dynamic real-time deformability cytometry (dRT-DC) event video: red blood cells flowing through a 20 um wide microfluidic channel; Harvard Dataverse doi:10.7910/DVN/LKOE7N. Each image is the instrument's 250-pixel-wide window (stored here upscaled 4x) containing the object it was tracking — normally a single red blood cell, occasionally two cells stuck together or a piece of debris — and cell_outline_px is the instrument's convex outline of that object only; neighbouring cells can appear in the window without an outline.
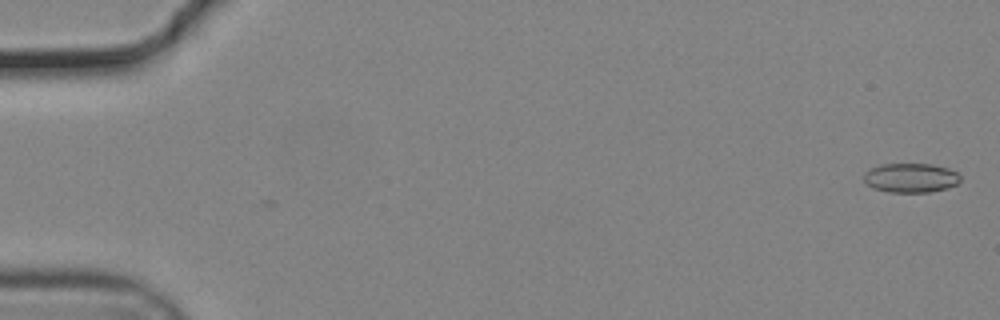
{"species": "common noctule bat (a hibernating species)", "species_latin": "Nyctalus noctula", "temperature_condition": "cold", "stored_images_in_passage": 4, "camera_frame_rate_fps": 3000, "um_per_image_px": 0.085, "animal": {"sex": "male", "body_mass_g": 19.2, "forearm_length_mm": 51.8}, "frame": {"image": 1, "passage_image": 2, "time_ms": 0.333, "image_size_px": [1000, 320], "cell_outline_px": [[960, 180], [956, 184], [948, 188], [928, 192], [888, 192], [872, 188], [864, 180], [864, 172], [880, 164], [932, 164], [948, 168], [960, 172]], "centroid_in_image_um": [77.43, 15.11], "position_along_channel_um": 7.6, "area_um2": 16.59}}